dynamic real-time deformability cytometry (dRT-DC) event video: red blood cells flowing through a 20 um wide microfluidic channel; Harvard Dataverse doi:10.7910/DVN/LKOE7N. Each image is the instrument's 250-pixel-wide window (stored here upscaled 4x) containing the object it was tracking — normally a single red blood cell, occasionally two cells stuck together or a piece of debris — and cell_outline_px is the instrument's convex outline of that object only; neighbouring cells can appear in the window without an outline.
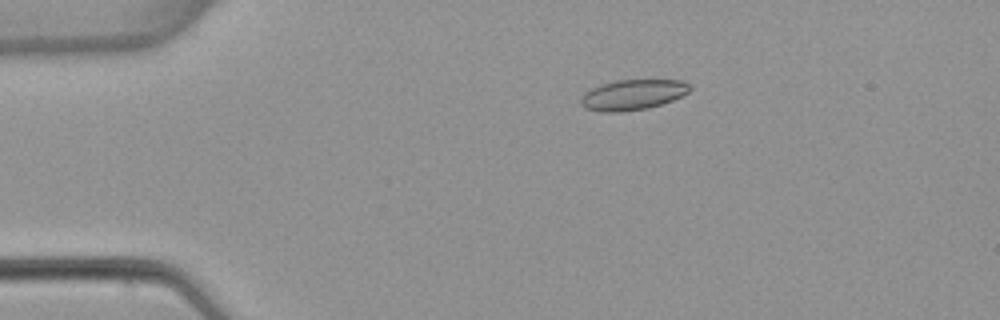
{"species": "common noctule bat (a hibernating species)", "species_latin": "Nyctalus noctula", "temperature_condition": "warm", "stored_images_in_passage": 5, "camera_frame_rate_fps": 3000, "um_per_image_px": 0.085, "animal": {"sex": "female", "body_mass_g": 22.7, "forearm_length_mm": 54.2}, "frame": {"image": 1, "passage_image": 3, "time_ms": 3.333, "image_size_px": [1000, 320], "cell_outline_px": [[692, 88], [688, 92], [672, 100], [648, 108], [620, 112], [600, 112], [584, 108], [580, 104], [580, 96], [584, 92], [600, 84], [616, 80], [684, 80]], "centroid_in_image_um": [53.73, 8.05], "position_along_channel_um": 31.3, "area_um2": 19.42}}